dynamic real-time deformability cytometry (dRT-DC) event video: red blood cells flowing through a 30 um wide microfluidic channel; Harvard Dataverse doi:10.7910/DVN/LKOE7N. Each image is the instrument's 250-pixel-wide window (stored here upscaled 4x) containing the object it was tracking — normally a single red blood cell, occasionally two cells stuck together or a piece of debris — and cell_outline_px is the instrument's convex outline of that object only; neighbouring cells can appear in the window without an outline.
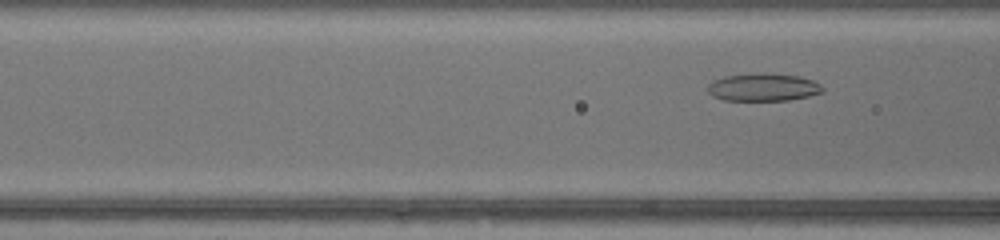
{"species": "common noctule bat (a hibernating species)", "species_latin": "Nyctalus noctula", "temperature_condition": "warm", "stored_images_in_passage": 9, "camera_frame_rate_fps": 3000, "um_per_image_px": 0.085, "animal": {"sex": "female", "body_mass_g": 17.0, "forearm_length_mm": 48.0}, "frame": {"image": 1, "passage_image": 9, "time_ms": 2.667, "image_size_px": [1000, 240], "cell_outline_px": [[824, 92], [808, 96], [788, 100], [724, 100], [712, 96], [708, 92], [708, 84], [712, 80], [724, 76], [800, 76], [812, 80], [820, 84], [824, 88]], "centroid_in_image_um": [64.87, 7.47], "position_along_channel_um": 101.7, "area_um2": 17.63}}